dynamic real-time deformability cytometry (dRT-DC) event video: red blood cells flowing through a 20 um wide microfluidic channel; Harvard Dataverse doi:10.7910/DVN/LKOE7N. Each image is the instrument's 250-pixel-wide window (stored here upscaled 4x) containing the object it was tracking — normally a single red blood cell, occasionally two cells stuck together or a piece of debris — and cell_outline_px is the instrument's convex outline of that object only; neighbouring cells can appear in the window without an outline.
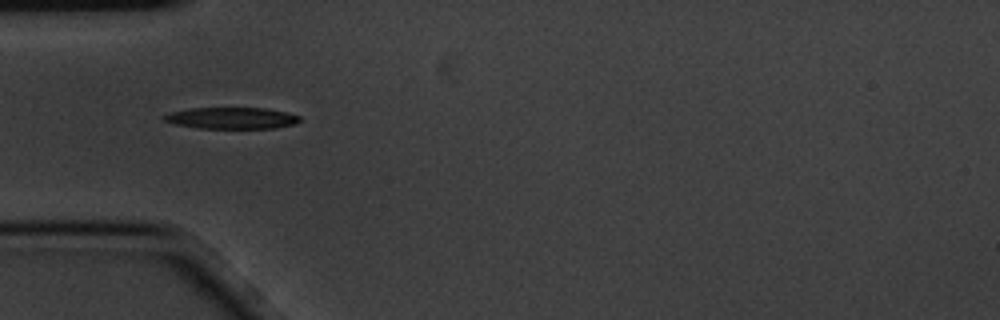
{"species": "common noctule bat (a hibernating species)", "species_latin": "Nyctalus noctula", "temperature_condition": "cold", "stored_images_in_passage": 4, "camera_frame_rate_fps": 3000, "um_per_image_px": 0.085, "animal": {"sex": "male", "body_mass_g": 20.1, "forearm_length_mm": 53.5}, "frame": {"image": 1, "passage_image": 3, "time_ms": 0.667, "image_size_px": [1000, 320], "cell_outline_px": [[300, 120], [296, 124], [276, 128], [200, 128], [176, 124], [164, 120], [164, 116], [172, 112], [192, 108], [264, 108], [288, 112], [300, 116]], "centroid_in_image_um": [19.77, 10.04], "position_along_channel_um": 65.2, "area_um2": 16.82}}
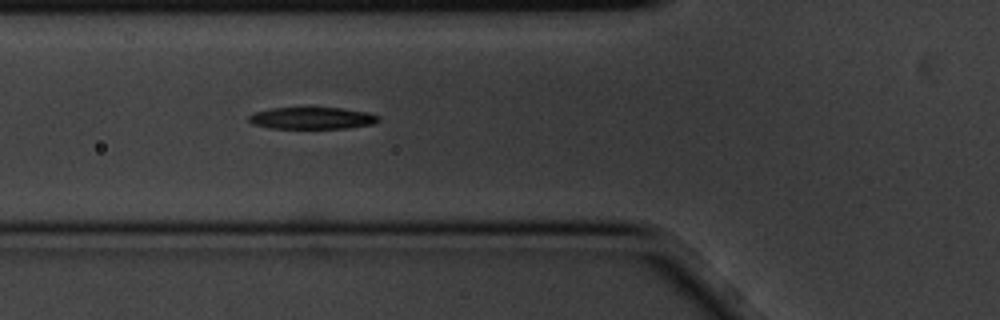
{"frame": {"image": 2, "passage_image": 4, "time_ms": 1.0, "image_size_px": [1000, 320], "cell_outline_px": [[380, 120], [372, 124], [348, 128], [268, 128], [252, 124], [248, 120], [248, 116], [252, 112], [272, 108], [344, 108], [368, 112], [380, 116]], "centroid_in_image_um": [26.51, 10.04], "position_along_channel_um": 99.3, "area_um2": 16.65}}